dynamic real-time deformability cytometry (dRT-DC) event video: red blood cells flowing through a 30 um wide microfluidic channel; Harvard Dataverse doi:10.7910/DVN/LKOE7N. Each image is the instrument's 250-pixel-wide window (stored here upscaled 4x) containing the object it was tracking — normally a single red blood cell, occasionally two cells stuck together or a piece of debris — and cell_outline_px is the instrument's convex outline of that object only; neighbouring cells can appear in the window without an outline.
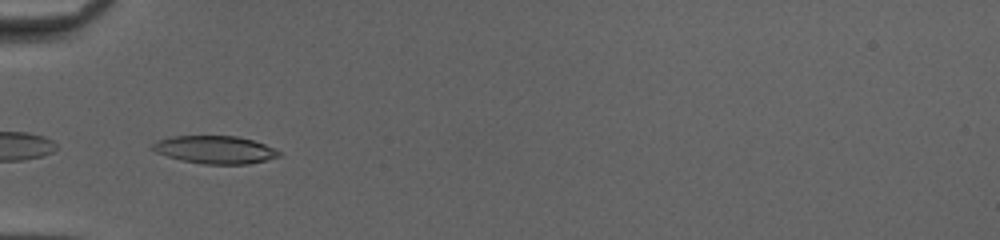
{"species": "common noctule bat (a hibernating species)", "species_latin": "Nyctalus noctula", "temperature_condition": "cold", "stored_images_in_passage": 46, "camera_frame_rate_fps": 3000, "um_per_image_px": 0.085, "animal": {"sex": "female", "body_mass_g": 20.0, "forearm_length_mm": 54.0}, "frame": {"image": 1, "passage_image": 14, "time_ms": 4.333, "image_size_px": [1000, 240], "cell_outline_px": [[280, 156], [248, 164], [204, 164], [180, 160], [156, 152], [152, 148], [152, 144], [160, 140], [172, 136], [236, 136], [252, 140], [276, 148], [280, 152]], "centroid_in_image_um": [18.29, 12.72], "position_along_channel_um": 66.7, "area_um2": 20.29}}
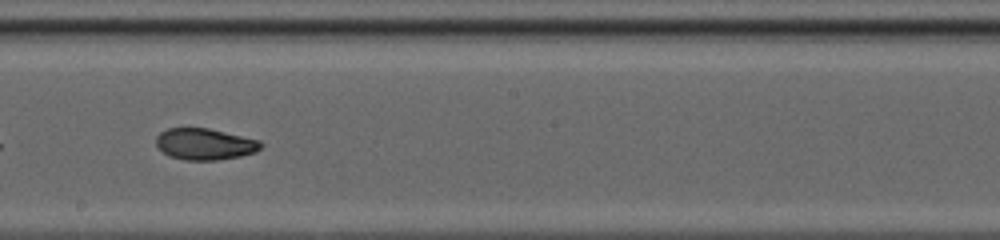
{"frame": {"image": 2, "passage_image": 26, "time_ms": 8.333, "image_size_px": [1000, 240], "cell_outline_px": [[264, 144], [256, 152], [240, 156], [216, 160], [184, 160], [168, 156], [156, 144], [156, 136], [160, 132], [168, 128], [208, 128], [260, 140]], "centroid_in_image_um": [17.41, 12.25], "position_along_channel_um": 230.8, "area_um2": 19.19}}
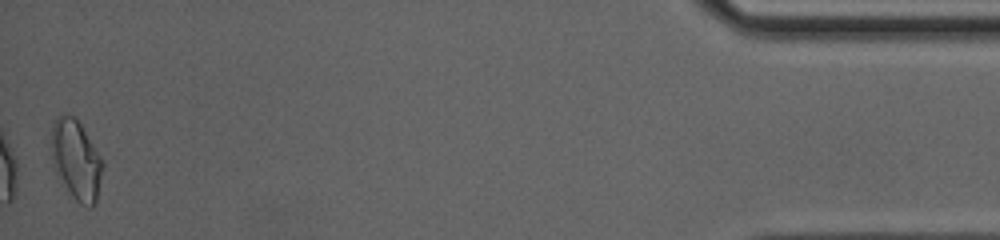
{"frame": {"image": 3, "passage_image": 46, "time_ms": 15.0, "image_size_px": [1000, 240], "cell_outline_px": [[104, 168], [96, 204], [92, 208], [88, 208], [80, 204], [60, 184], [56, 172], [52, 156], [52, 124], [60, 116], [68, 112], [80, 124], [104, 160]], "centroid_in_image_um": [6.51, 13.66], "position_along_channel_um": 428.7, "area_um2": 24.16}, "authors_computed_cell_mechanics": {"area_um2": 20.1722, "velocity_mm_per_s": 4.1647, "shape_relaxation_time_tau1_ms": 6.8377, "shape_relaxation_time_tau2_ms": 1.806, "deformation_change_tau1": 0.2124, "deformation_change_tau2": 0.0641}}